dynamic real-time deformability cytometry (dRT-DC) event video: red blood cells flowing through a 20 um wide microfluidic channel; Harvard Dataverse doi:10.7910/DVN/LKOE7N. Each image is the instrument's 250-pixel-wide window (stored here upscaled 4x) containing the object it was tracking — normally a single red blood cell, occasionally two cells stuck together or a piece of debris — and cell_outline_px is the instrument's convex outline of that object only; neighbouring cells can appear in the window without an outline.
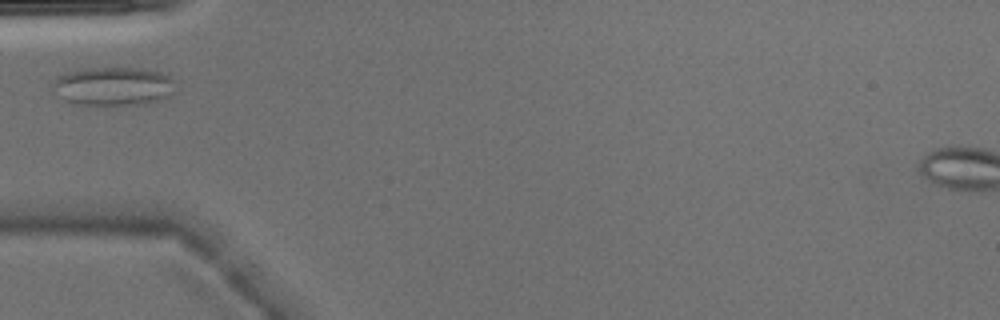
{"species": "Egyptian fruit bat (a non-hibernating species)", "species_latin": "Rousettus aegyptiacus", "temperature_condition": "warm", "stored_images_in_passage": 2, "camera_frame_rate_fps": 3000, "um_per_image_px": 0.085, "animal": {"sex": "male"}, "frame": {"image": 1, "passage_image": 2, "time_ms": 0.333, "image_size_px": [1000, 320], "cell_outline_px": [[176, 80], [172, 92], [160, 100], [148, 104], [76, 104], [64, 100], [52, 92], [52, 84], [56, 76], [68, 72], [84, 68], [144, 68], [160, 72]], "centroid_in_image_um": [9.6, 7.32], "position_along_channel_um": 75.4, "area_um2": 27.74}}